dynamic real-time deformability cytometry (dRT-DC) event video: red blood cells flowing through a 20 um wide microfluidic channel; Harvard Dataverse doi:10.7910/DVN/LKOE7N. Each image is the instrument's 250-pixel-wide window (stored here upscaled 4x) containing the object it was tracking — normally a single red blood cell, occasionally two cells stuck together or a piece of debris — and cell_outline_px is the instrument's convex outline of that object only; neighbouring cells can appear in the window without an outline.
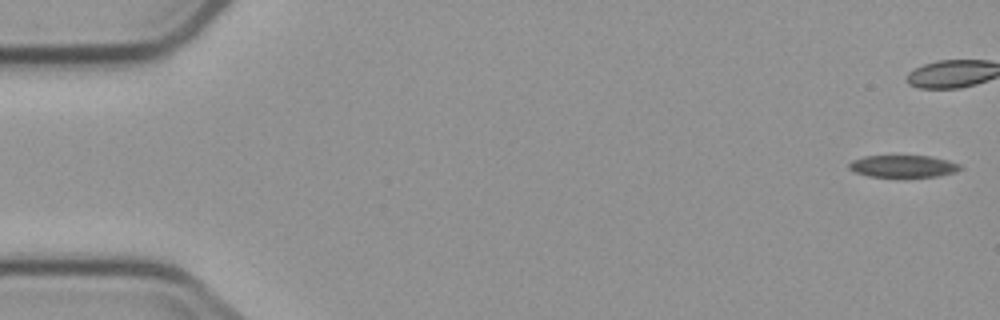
{"species": "common noctule bat (a hibernating species)", "species_latin": "Nyctalus noctula", "temperature_condition": "cold", "stored_images_in_passage": 7, "camera_frame_rate_fps": 3000, "um_per_image_px": 0.085, "animal": {"sex": "male", "body_mass_g": 23.1, "forearm_length_mm": 52.7}, "frame": {"image": 1, "passage_image": 1, "time_ms": 0.0, "image_size_px": [1000, 320], "cell_outline_px": [[960, 168], [956, 172], [936, 176], [868, 176], [856, 172], [848, 168], [848, 164], [852, 160], [864, 156], [928, 156], [948, 160], [960, 164]], "centroid_in_image_um": [76.74, 14.12], "position_along_channel_um": 8.3, "area_um2": 14.05}}
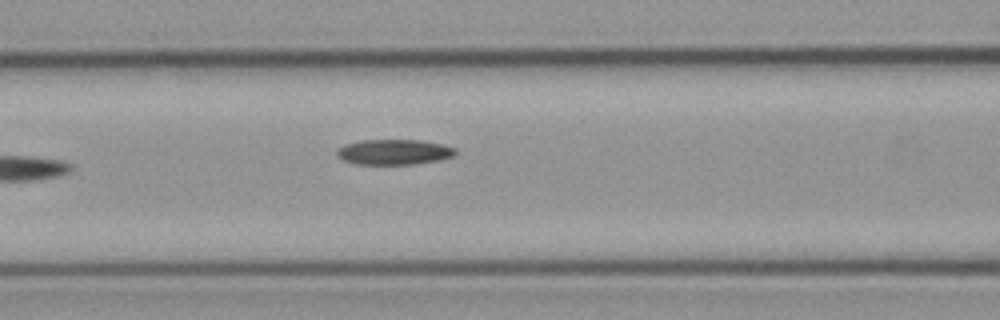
{"frame": {"image": 2, "passage_image": 7, "time_ms": 8.0, "image_size_px": [1000, 320], "cell_outline_px": [[456, 152], [452, 156], [440, 160], [412, 164], [356, 164], [344, 160], [336, 156], [336, 148], [344, 144], [364, 140], [420, 140], [440, 144], [456, 148]], "centroid_in_image_um": [33.45, 12.92], "position_along_channel_um": 133.2, "area_um2": 17.46}}